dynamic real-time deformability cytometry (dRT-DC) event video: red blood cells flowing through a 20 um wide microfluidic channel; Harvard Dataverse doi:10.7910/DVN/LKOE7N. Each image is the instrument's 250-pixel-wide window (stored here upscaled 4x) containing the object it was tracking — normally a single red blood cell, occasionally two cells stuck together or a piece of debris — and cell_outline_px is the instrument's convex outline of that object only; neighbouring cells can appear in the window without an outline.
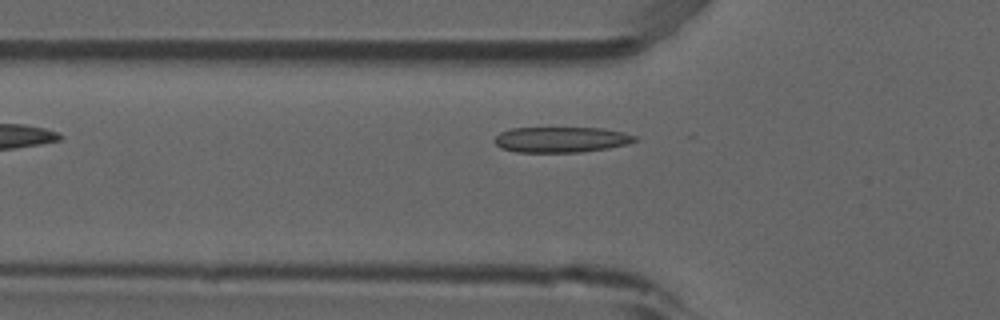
{"species": "common noctule bat (a hibernating species)", "species_latin": "Nyctalus noctula", "temperature_condition": "room temperature", "stored_images_in_passage": 6, "camera_frame_rate_fps": 3000, "um_per_image_px": 0.085, "animal": {"sex": "male", "forearm_length_mm": 52.5}, "frame": {"image": 1, "passage_image": 4, "time_ms": 1.0, "image_size_px": [1000, 320], "cell_outline_px": [[640, 140], [628, 144], [608, 148], [580, 152], [516, 152], [500, 148], [492, 140], [500, 132], [512, 128], [604, 128], [636, 136]], "centroid_in_image_um": [47.69, 11.87], "position_along_channel_um": 78.1, "area_um2": 20.98}}
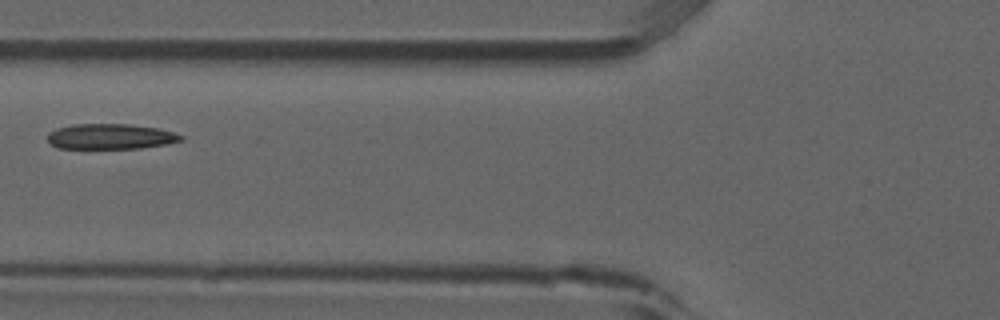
{"frame": {"image": 2, "passage_image": 5, "time_ms": 1.333, "image_size_px": [1000, 320], "cell_outline_px": [[184, 140], [168, 144], [140, 148], [60, 148], [48, 144], [48, 132], [56, 128], [72, 124], [128, 124], [160, 128], [184, 136]], "centroid_in_image_um": [9.39, 11.6], "position_along_channel_um": 116.4, "area_um2": 19.88}}
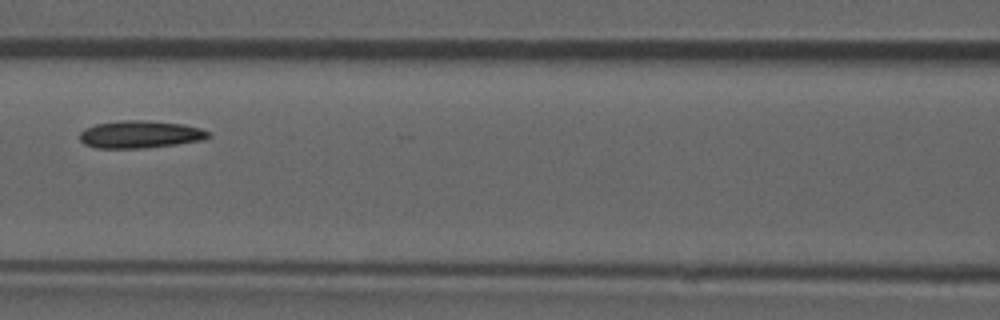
{"frame": {"image": 3, "passage_image": 6, "time_ms": 1.667, "image_size_px": [1000, 320], "cell_outline_px": [[212, 136], [204, 140], [176, 144], [144, 148], [96, 148], [84, 144], [80, 140], [80, 132], [84, 128], [96, 124], [120, 120], [144, 120], [184, 124], [200, 128], [212, 132]], "centroid_in_image_um": [11.94, 11.42], "position_along_channel_um": 154.7, "area_um2": 20.81}}